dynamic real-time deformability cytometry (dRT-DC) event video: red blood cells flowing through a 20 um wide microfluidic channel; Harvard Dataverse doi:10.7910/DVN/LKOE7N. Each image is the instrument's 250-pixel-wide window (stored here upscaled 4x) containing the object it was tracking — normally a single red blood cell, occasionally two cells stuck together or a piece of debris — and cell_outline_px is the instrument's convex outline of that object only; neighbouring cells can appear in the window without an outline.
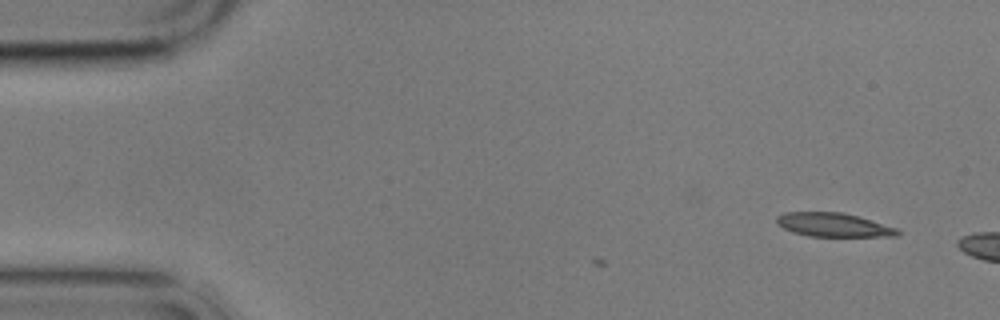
{"species": "common noctule bat (a hibernating species)", "species_latin": "Nyctalus noctula", "temperature_condition": "cold", "stored_images_in_passage": 2, "camera_frame_rate_fps": 3000, "um_per_image_px": 0.085, "animal": {"sex": "male", "body_mass_g": 17.9}, "frame": {"image": 1, "passage_image": 2, "time_ms": 1.0, "image_size_px": [1000, 320], "cell_outline_px": [[900, 236], [808, 236], [792, 232], [776, 224], [776, 216], [784, 212], [844, 212], [896, 228], [900, 232]], "centroid_in_image_um": [70.79, 19.11], "position_along_channel_um": 14.2, "area_um2": 16.7}}